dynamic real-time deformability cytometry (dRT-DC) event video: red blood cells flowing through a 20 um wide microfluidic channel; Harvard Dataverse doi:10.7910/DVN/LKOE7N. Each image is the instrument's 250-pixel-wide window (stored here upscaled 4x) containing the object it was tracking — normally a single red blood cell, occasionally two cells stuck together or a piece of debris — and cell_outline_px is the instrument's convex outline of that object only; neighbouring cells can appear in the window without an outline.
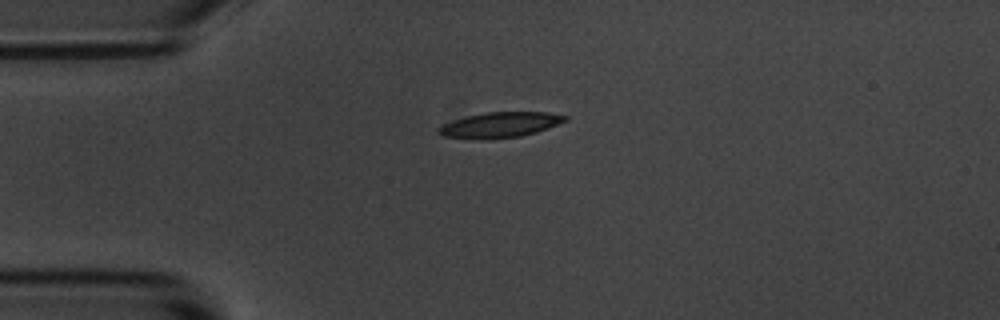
{"species": "common noctule bat (a hibernating species)", "species_latin": "Nyctalus noctula", "temperature_condition": "room temperature", "stored_images_in_passage": 1, "camera_frame_rate_fps": 3000, "um_per_image_px": 0.085, "animal": {"sex": "male", "body_mass_g": 20.1, "forearm_length_mm": 53.5}, "frame": {"image": 1, "passage_image": 1, "time_ms": 0.0, "image_size_px": [1000, 320], "cell_outline_px": [[568, 120], [548, 128], [536, 132], [520, 136], [488, 140], [484, 140], [440, 136], [436, 132], [436, 128], [444, 124], [468, 116], [488, 112], [548, 112], [568, 116]], "centroid_in_image_um": [42.49, 10.63], "position_along_channel_um": 42.5, "area_um2": 18.79}}